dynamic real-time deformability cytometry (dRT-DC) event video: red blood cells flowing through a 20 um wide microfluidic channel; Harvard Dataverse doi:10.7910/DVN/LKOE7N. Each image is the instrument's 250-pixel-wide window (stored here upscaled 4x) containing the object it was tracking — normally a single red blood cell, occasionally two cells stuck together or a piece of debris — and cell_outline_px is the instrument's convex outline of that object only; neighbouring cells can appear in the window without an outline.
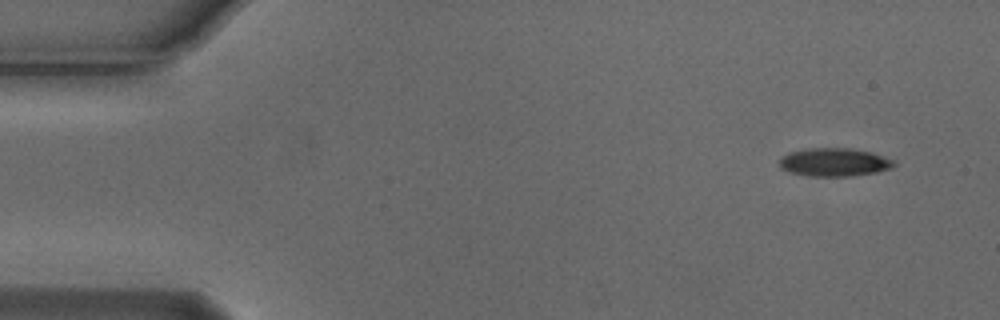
{"species": "Egyptian fruit bat (a non-hibernating species)", "species_latin": "Rousettus aegyptiacus", "temperature_condition": "cold", "stored_images_in_passage": 4, "camera_frame_rate_fps": 3000, "um_per_image_px": 0.085, "animal": {"sex": "male"}, "frame": {"image": 1, "passage_image": 1, "time_ms": 0.0, "image_size_px": [1000, 320], "cell_outline_px": [[896, 164], [892, 168], [876, 172], [852, 176], [812, 176], [792, 172], [780, 168], [780, 156], [788, 152], [808, 148], [848, 148], [872, 152], [896, 160]], "centroid_in_image_um": [70.94, 13.78], "position_along_channel_um": 14.1, "area_um2": 18.96}}
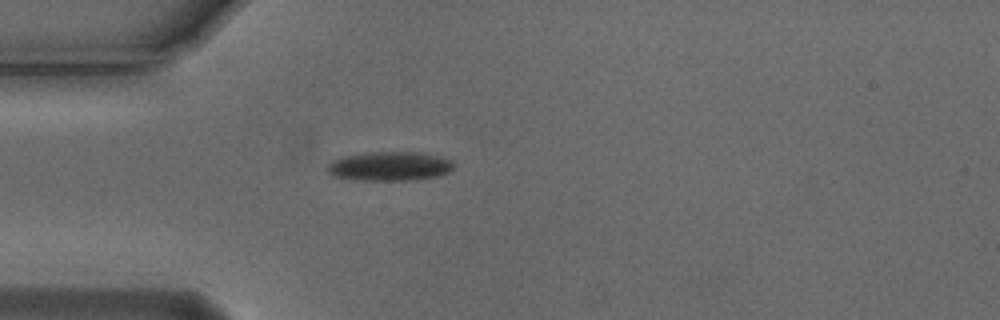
{"frame": {"image": 2, "passage_image": 4, "time_ms": 1.0, "image_size_px": [1000, 320], "cell_outline_px": [[456, 164], [448, 172], [440, 176], [416, 180], [356, 180], [332, 176], [328, 172], [328, 164], [344, 156], [368, 152], [412, 152], [440, 156], [452, 160]], "centroid_in_image_um": [33.16, 14.14], "position_along_channel_um": 51.8, "area_um2": 21.5}}